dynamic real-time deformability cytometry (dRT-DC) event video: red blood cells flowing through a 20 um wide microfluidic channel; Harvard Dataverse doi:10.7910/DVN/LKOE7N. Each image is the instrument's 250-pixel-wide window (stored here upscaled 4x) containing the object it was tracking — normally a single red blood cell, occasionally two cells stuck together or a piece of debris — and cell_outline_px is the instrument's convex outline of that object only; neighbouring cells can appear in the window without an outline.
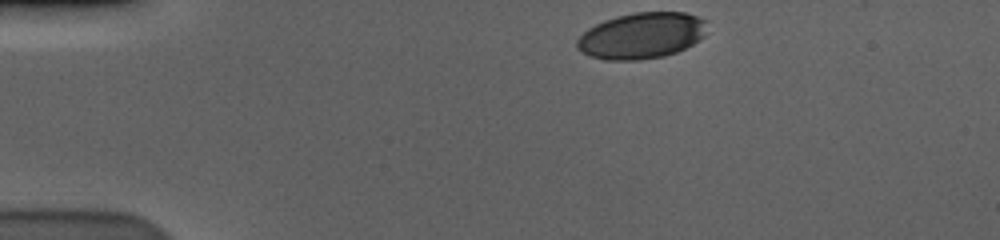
{"species": "human", "species_latin": "Homo sapiens", "temperature_condition": "cold", "stored_images_in_passage": 39, "camera_frame_rate_fps": 3000, "um_per_image_px": 0.085, "donor": {"sex": "male"}, "frame": {"image": 1, "passage_image": 1, "time_ms": 0.0, "image_size_px": [1000, 240], "cell_outline_px": [[708, 20], [704, 36], [692, 44], [676, 52], [664, 56], [636, 60], [604, 60], [592, 56], [576, 48], [576, 40], [588, 28], [604, 20], [616, 16], [636, 12], [684, 12]], "centroid_in_image_um": [54.54, 3.02], "position_along_channel_um": 30.5, "area_um2": 34.91}}
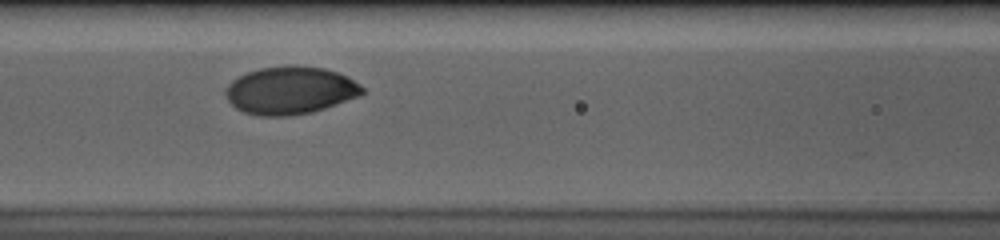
{"frame": {"image": 2, "passage_image": 16, "time_ms": 5.0, "image_size_px": [1000, 240], "cell_outline_px": [[364, 92], [360, 96], [312, 112], [288, 116], [256, 116], [244, 112], [236, 108], [228, 100], [224, 92], [224, 88], [232, 80], [248, 72], [260, 68], [288, 64], [296, 64], [324, 68], [336, 72], [360, 84], [364, 88]], "centroid_in_image_um": [24.64, 7.68], "position_along_channel_um": 142.0, "area_um2": 38.21}}
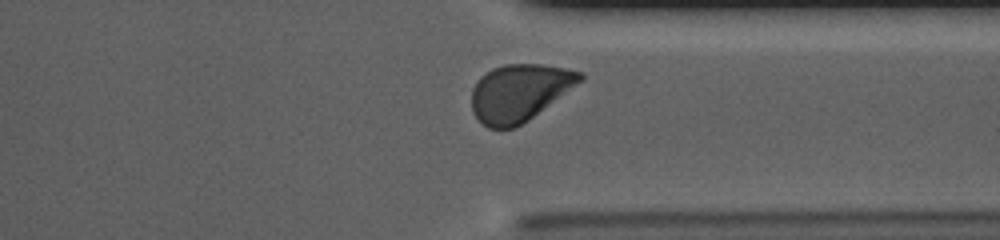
{"frame": {"image": 3, "passage_image": 35, "time_ms": 11.333, "image_size_px": [1000, 240], "cell_outline_px": [[584, 80], [528, 120], [512, 128], [488, 128], [472, 112], [472, 88], [480, 76], [492, 68], [504, 64], [540, 64], [564, 68], [584, 72]], "centroid_in_image_um": [44.16, 7.85], "position_along_channel_um": 367.2, "area_um2": 35.95}, "authors_computed_cell_mechanics": {"area_um2": 36.6452, "velocity_mm_per_s": 3.557, "shape_relaxation_time_tau1_ms": 2.9521, "shape_relaxation_time_tau2_ms": null, "deformation_change_tau1": 0.1339, "deformation_change_tau2": null}}